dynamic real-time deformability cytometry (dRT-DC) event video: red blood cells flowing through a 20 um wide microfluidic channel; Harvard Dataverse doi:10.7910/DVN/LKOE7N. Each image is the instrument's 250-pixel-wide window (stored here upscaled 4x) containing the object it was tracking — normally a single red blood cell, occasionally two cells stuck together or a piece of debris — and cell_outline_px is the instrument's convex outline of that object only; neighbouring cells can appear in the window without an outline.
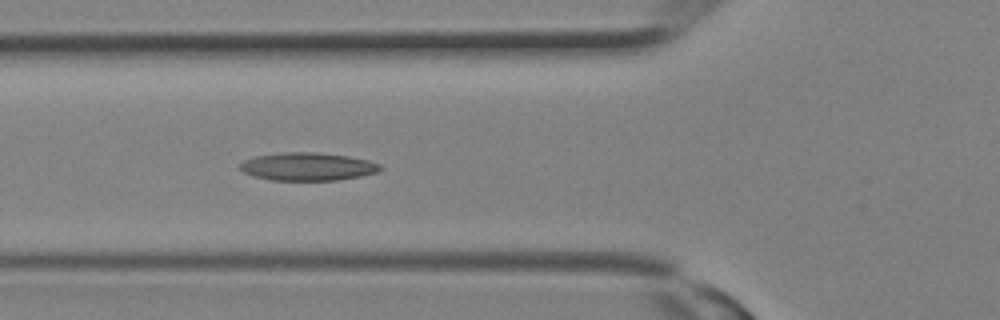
{"species": "Egyptian fruit bat (a non-hibernating species)", "species_latin": "Rousettus aegyptiacus", "temperature_condition": "room temperature", "stored_images_in_passage": 3, "camera_frame_rate_fps": 3000, "um_per_image_px": 0.085, "animal": {"sex": "female"}, "frame": {"image": 1, "passage_image": 3, "time_ms": 0.667, "image_size_px": [1000, 320], "cell_outline_px": [[384, 168], [376, 172], [360, 176], [336, 180], [272, 180], [256, 176], [244, 172], [240, 168], [240, 164], [244, 160], [252, 156], [280, 152], [316, 152], [348, 156], [368, 160], [380, 164]], "centroid_in_image_um": [26.15, 14.14], "position_along_channel_um": 99.7, "area_um2": 22.83}}